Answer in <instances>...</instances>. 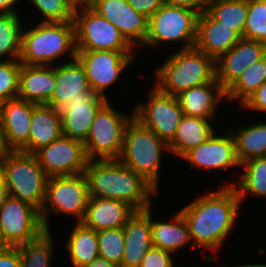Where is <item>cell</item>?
I'll use <instances>...</instances> for the list:
<instances>
[{
  "label": "cell",
  "instance_id": "cell-1",
  "mask_svg": "<svg viewBox=\"0 0 266 267\" xmlns=\"http://www.w3.org/2000/svg\"><path fill=\"white\" fill-rule=\"evenodd\" d=\"M240 209L236 190L227 184L191 200L179 210L187 222L191 246L216 253L236 225Z\"/></svg>",
  "mask_w": 266,
  "mask_h": 267
},
{
  "label": "cell",
  "instance_id": "cell-2",
  "mask_svg": "<svg viewBox=\"0 0 266 267\" xmlns=\"http://www.w3.org/2000/svg\"><path fill=\"white\" fill-rule=\"evenodd\" d=\"M84 174L91 197L121 200L136 211L153 207L151 197L159 194L144 177L118 159L89 160Z\"/></svg>",
  "mask_w": 266,
  "mask_h": 267
},
{
  "label": "cell",
  "instance_id": "cell-3",
  "mask_svg": "<svg viewBox=\"0 0 266 267\" xmlns=\"http://www.w3.org/2000/svg\"><path fill=\"white\" fill-rule=\"evenodd\" d=\"M154 74V86L171 96L205 83H219L216 61L195 47L178 49L155 69Z\"/></svg>",
  "mask_w": 266,
  "mask_h": 267
},
{
  "label": "cell",
  "instance_id": "cell-4",
  "mask_svg": "<svg viewBox=\"0 0 266 267\" xmlns=\"http://www.w3.org/2000/svg\"><path fill=\"white\" fill-rule=\"evenodd\" d=\"M23 27L19 61L27 65H51L70 55L76 59L74 21L39 22L31 29Z\"/></svg>",
  "mask_w": 266,
  "mask_h": 267
},
{
  "label": "cell",
  "instance_id": "cell-5",
  "mask_svg": "<svg viewBox=\"0 0 266 267\" xmlns=\"http://www.w3.org/2000/svg\"><path fill=\"white\" fill-rule=\"evenodd\" d=\"M167 151L169 152L168 144L133 117L125 129L118 160L159 191L160 167L163 154Z\"/></svg>",
  "mask_w": 266,
  "mask_h": 267
},
{
  "label": "cell",
  "instance_id": "cell-6",
  "mask_svg": "<svg viewBox=\"0 0 266 267\" xmlns=\"http://www.w3.org/2000/svg\"><path fill=\"white\" fill-rule=\"evenodd\" d=\"M10 197L25 201L39 211L44 205L48 176L34 154L12 151L0 162Z\"/></svg>",
  "mask_w": 266,
  "mask_h": 267
},
{
  "label": "cell",
  "instance_id": "cell-7",
  "mask_svg": "<svg viewBox=\"0 0 266 267\" xmlns=\"http://www.w3.org/2000/svg\"><path fill=\"white\" fill-rule=\"evenodd\" d=\"M89 189L84 173L71 176L48 177L44 205L40 218L46 230H51L49 216L51 213H64L75 217L76 222L84 218L88 202Z\"/></svg>",
  "mask_w": 266,
  "mask_h": 267
},
{
  "label": "cell",
  "instance_id": "cell-8",
  "mask_svg": "<svg viewBox=\"0 0 266 267\" xmlns=\"http://www.w3.org/2000/svg\"><path fill=\"white\" fill-rule=\"evenodd\" d=\"M134 111L124 114L108 100L96 113L84 142L89 160L118 159L122 152L124 133Z\"/></svg>",
  "mask_w": 266,
  "mask_h": 267
},
{
  "label": "cell",
  "instance_id": "cell-9",
  "mask_svg": "<svg viewBox=\"0 0 266 267\" xmlns=\"http://www.w3.org/2000/svg\"><path fill=\"white\" fill-rule=\"evenodd\" d=\"M74 23L77 51L135 50L115 25L99 15L85 1L75 7Z\"/></svg>",
  "mask_w": 266,
  "mask_h": 267
},
{
  "label": "cell",
  "instance_id": "cell-10",
  "mask_svg": "<svg viewBox=\"0 0 266 267\" xmlns=\"http://www.w3.org/2000/svg\"><path fill=\"white\" fill-rule=\"evenodd\" d=\"M198 16L191 9L163 4L148 19V33L142 46L156 49L162 43L184 41L180 49L194 47Z\"/></svg>",
  "mask_w": 266,
  "mask_h": 267
},
{
  "label": "cell",
  "instance_id": "cell-11",
  "mask_svg": "<svg viewBox=\"0 0 266 267\" xmlns=\"http://www.w3.org/2000/svg\"><path fill=\"white\" fill-rule=\"evenodd\" d=\"M147 94V102L134 106V118L168 144L174 138L184 113L176 96L166 95L154 85Z\"/></svg>",
  "mask_w": 266,
  "mask_h": 267
},
{
  "label": "cell",
  "instance_id": "cell-12",
  "mask_svg": "<svg viewBox=\"0 0 266 267\" xmlns=\"http://www.w3.org/2000/svg\"><path fill=\"white\" fill-rule=\"evenodd\" d=\"M135 51H77L90 88L106 99V90L123 76L122 72L135 60Z\"/></svg>",
  "mask_w": 266,
  "mask_h": 267
},
{
  "label": "cell",
  "instance_id": "cell-13",
  "mask_svg": "<svg viewBox=\"0 0 266 267\" xmlns=\"http://www.w3.org/2000/svg\"><path fill=\"white\" fill-rule=\"evenodd\" d=\"M0 231L10 246H19L35 240L46 229L36 207L9 196L0 208Z\"/></svg>",
  "mask_w": 266,
  "mask_h": 267
},
{
  "label": "cell",
  "instance_id": "cell-14",
  "mask_svg": "<svg viewBox=\"0 0 266 267\" xmlns=\"http://www.w3.org/2000/svg\"><path fill=\"white\" fill-rule=\"evenodd\" d=\"M34 155L48 177L82 174L89 161L84 142L63 135Z\"/></svg>",
  "mask_w": 266,
  "mask_h": 267
},
{
  "label": "cell",
  "instance_id": "cell-15",
  "mask_svg": "<svg viewBox=\"0 0 266 267\" xmlns=\"http://www.w3.org/2000/svg\"><path fill=\"white\" fill-rule=\"evenodd\" d=\"M215 131L205 142L198 147L190 149L181 158L184 159L190 170L205 169L228 171L240 167L237 158L235 141L230 130H225L224 135L216 134ZM219 135V136H218Z\"/></svg>",
  "mask_w": 266,
  "mask_h": 267
},
{
  "label": "cell",
  "instance_id": "cell-16",
  "mask_svg": "<svg viewBox=\"0 0 266 267\" xmlns=\"http://www.w3.org/2000/svg\"><path fill=\"white\" fill-rule=\"evenodd\" d=\"M99 15L115 25L133 47H142L148 33V18L127 0H85Z\"/></svg>",
  "mask_w": 266,
  "mask_h": 267
},
{
  "label": "cell",
  "instance_id": "cell-17",
  "mask_svg": "<svg viewBox=\"0 0 266 267\" xmlns=\"http://www.w3.org/2000/svg\"><path fill=\"white\" fill-rule=\"evenodd\" d=\"M265 55V43L241 38L216 60V80L227 90L249 66Z\"/></svg>",
  "mask_w": 266,
  "mask_h": 267
},
{
  "label": "cell",
  "instance_id": "cell-18",
  "mask_svg": "<svg viewBox=\"0 0 266 267\" xmlns=\"http://www.w3.org/2000/svg\"><path fill=\"white\" fill-rule=\"evenodd\" d=\"M96 94L90 88L83 66L77 59L56 64V83L46 105L61 110L69 100L92 99Z\"/></svg>",
  "mask_w": 266,
  "mask_h": 267
},
{
  "label": "cell",
  "instance_id": "cell-19",
  "mask_svg": "<svg viewBox=\"0 0 266 267\" xmlns=\"http://www.w3.org/2000/svg\"><path fill=\"white\" fill-rule=\"evenodd\" d=\"M242 37L232 27L215 20L206 10L198 16L194 47L215 61Z\"/></svg>",
  "mask_w": 266,
  "mask_h": 267
},
{
  "label": "cell",
  "instance_id": "cell-20",
  "mask_svg": "<svg viewBox=\"0 0 266 267\" xmlns=\"http://www.w3.org/2000/svg\"><path fill=\"white\" fill-rule=\"evenodd\" d=\"M123 229L125 246L121 267H139L144 256L153 246L150 208L135 211Z\"/></svg>",
  "mask_w": 266,
  "mask_h": 267
},
{
  "label": "cell",
  "instance_id": "cell-21",
  "mask_svg": "<svg viewBox=\"0 0 266 267\" xmlns=\"http://www.w3.org/2000/svg\"><path fill=\"white\" fill-rule=\"evenodd\" d=\"M107 101L99 95L92 99L69 100L60 110L63 136L85 142L96 113Z\"/></svg>",
  "mask_w": 266,
  "mask_h": 267
},
{
  "label": "cell",
  "instance_id": "cell-22",
  "mask_svg": "<svg viewBox=\"0 0 266 267\" xmlns=\"http://www.w3.org/2000/svg\"><path fill=\"white\" fill-rule=\"evenodd\" d=\"M36 105L18 97L2 102L0 122L13 151H19L28 142Z\"/></svg>",
  "mask_w": 266,
  "mask_h": 267
},
{
  "label": "cell",
  "instance_id": "cell-23",
  "mask_svg": "<svg viewBox=\"0 0 266 267\" xmlns=\"http://www.w3.org/2000/svg\"><path fill=\"white\" fill-rule=\"evenodd\" d=\"M135 211L127 202L90 196L81 222L96 232L119 228L126 224Z\"/></svg>",
  "mask_w": 266,
  "mask_h": 267
},
{
  "label": "cell",
  "instance_id": "cell-24",
  "mask_svg": "<svg viewBox=\"0 0 266 267\" xmlns=\"http://www.w3.org/2000/svg\"><path fill=\"white\" fill-rule=\"evenodd\" d=\"M62 135L60 110L46 104L36 105L33 108L29 140L19 151L35 154Z\"/></svg>",
  "mask_w": 266,
  "mask_h": 267
},
{
  "label": "cell",
  "instance_id": "cell-25",
  "mask_svg": "<svg viewBox=\"0 0 266 267\" xmlns=\"http://www.w3.org/2000/svg\"><path fill=\"white\" fill-rule=\"evenodd\" d=\"M176 98L184 115L214 119L216 108L226 100V90L220 83H205L182 91Z\"/></svg>",
  "mask_w": 266,
  "mask_h": 267
},
{
  "label": "cell",
  "instance_id": "cell-26",
  "mask_svg": "<svg viewBox=\"0 0 266 267\" xmlns=\"http://www.w3.org/2000/svg\"><path fill=\"white\" fill-rule=\"evenodd\" d=\"M56 83V65L21 63L18 98L34 104H47Z\"/></svg>",
  "mask_w": 266,
  "mask_h": 267
},
{
  "label": "cell",
  "instance_id": "cell-27",
  "mask_svg": "<svg viewBox=\"0 0 266 267\" xmlns=\"http://www.w3.org/2000/svg\"><path fill=\"white\" fill-rule=\"evenodd\" d=\"M150 207V228L152 244L172 254L192 242L187 222L178 210L170 221H158L153 218Z\"/></svg>",
  "mask_w": 266,
  "mask_h": 267
},
{
  "label": "cell",
  "instance_id": "cell-28",
  "mask_svg": "<svg viewBox=\"0 0 266 267\" xmlns=\"http://www.w3.org/2000/svg\"><path fill=\"white\" fill-rule=\"evenodd\" d=\"M212 121L184 115L174 138L168 143L169 153L181 158L190 149L205 142L216 131Z\"/></svg>",
  "mask_w": 266,
  "mask_h": 267
},
{
  "label": "cell",
  "instance_id": "cell-29",
  "mask_svg": "<svg viewBox=\"0 0 266 267\" xmlns=\"http://www.w3.org/2000/svg\"><path fill=\"white\" fill-rule=\"evenodd\" d=\"M66 242L70 264L82 267L99 257L97 232L82 222H74Z\"/></svg>",
  "mask_w": 266,
  "mask_h": 267
},
{
  "label": "cell",
  "instance_id": "cell-30",
  "mask_svg": "<svg viewBox=\"0 0 266 267\" xmlns=\"http://www.w3.org/2000/svg\"><path fill=\"white\" fill-rule=\"evenodd\" d=\"M243 170L237 181H231L240 202L248 200V195L266 198V157L252 158L240 165Z\"/></svg>",
  "mask_w": 266,
  "mask_h": 267
},
{
  "label": "cell",
  "instance_id": "cell-31",
  "mask_svg": "<svg viewBox=\"0 0 266 267\" xmlns=\"http://www.w3.org/2000/svg\"><path fill=\"white\" fill-rule=\"evenodd\" d=\"M230 132L235 141L237 158L242 164L252 159L266 157V123L257 121V123L245 126H238L234 131Z\"/></svg>",
  "mask_w": 266,
  "mask_h": 267
},
{
  "label": "cell",
  "instance_id": "cell-32",
  "mask_svg": "<svg viewBox=\"0 0 266 267\" xmlns=\"http://www.w3.org/2000/svg\"><path fill=\"white\" fill-rule=\"evenodd\" d=\"M266 82V55L249 66L226 90V101H239L242 105Z\"/></svg>",
  "mask_w": 266,
  "mask_h": 267
},
{
  "label": "cell",
  "instance_id": "cell-33",
  "mask_svg": "<svg viewBox=\"0 0 266 267\" xmlns=\"http://www.w3.org/2000/svg\"><path fill=\"white\" fill-rule=\"evenodd\" d=\"M206 11L223 25L232 27L243 38L248 0H209Z\"/></svg>",
  "mask_w": 266,
  "mask_h": 267
},
{
  "label": "cell",
  "instance_id": "cell-34",
  "mask_svg": "<svg viewBox=\"0 0 266 267\" xmlns=\"http://www.w3.org/2000/svg\"><path fill=\"white\" fill-rule=\"evenodd\" d=\"M20 18L18 13H0V61L20 58L24 27Z\"/></svg>",
  "mask_w": 266,
  "mask_h": 267
},
{
  "label": "cell",
  "instance_id": "cell-35",
  "mask_svg": "<svg viewBox=\"0 0 266 267\" xmlns=\"http://www.w3.org/2000/svg\"><path fill=\"white\" fill-rule=\"evenodd\" d=\"M52 230L44 231L33 241L18 247L21 253V267H50L54 252Z\"/></svg>",
  "mask_w": 266,
  "mask_h": 267
},
{
  "label": "cell",
  "instance_id": "cell-36",
  "mask_svg": "<svg viewBox=\"0 0 266 267\" xmlns=\"http://www.w3.org/2000/svg\"><path fill=\"white\" fill-rule=\"evenodd\" d=\"M97 237L99 257L121 266L125 246L123 227L100 230Z\"/></svg>",
  "mask_w": 266,
  "mask_h": 267
},
{
  "label": "cell",
  "instance_id": "cell-37",
  "mask_svg": "<svg viewBox=\"0 0 266 267\" xmlns=\"http://www.w3.org/2000/svg\"><path fill=\"white\" fill-rule=\"evenodd\" d=\"M44 17L40 22L74 21L76 3L73 0H28Z\"/></svg>",
  "mask_w": 266,
  "mask_h": 267
},
{
  "label": "cell",
  "instance_id": "cell-38",
  "mask_svg": "<svg viewBox=\"0 0 266 267\" xmlns=\"http://www.w3.org/2000/svg\"><path fill=\"white\" fill-rule=\"evenodd\" d=\"M243 38L266 44V0H248Z\"/></svg>",
  "mask_w": 266,
  "mask_h": 267
},
{
  "label": "cell",
  "instance_id": "cell-39",
  "mask_svg": "<svg viewBox=\"0 0 266 267\" xmlns=\"http://www.w3.org/2000/svg\"><path fill=\"white\" fill-rule=\"evenodd\" d=\"M21 62L0 61V100L5 102L19 94Z\"/></svg>",
  "mask_w": 266,
  "mask_h": 267
},
{
  "label": "cell",
  "instance_id": "cell-40",
  "mask_svg": "<svg viewBox=\"0 0 266 267\" xmlns=\"http://www.w3.org/2000/svg\"><path fill=\"white\" fill-rule=\"evenodd\" d=\"M172 256L171 252L152 246L139 267H175Z\"/></svg>",
  "mask_w": 266,
  "mask_h": 267
},
{
  "label": "cell",
  "instance_id": "cell-41",
  "mask_svg": "<svg viewBox=\"0 0 266 267\" xmlns=\"http://www.w3.org/2000/svg\"><path fill=\"white\" fill-rule=\"evenodd\" d=\"M252 112L266 113V82H264L241 106Z\"/></svg>",
  "mask_w": 266,
  "mask_h": 267
},
{
  "label": "cell",
  "instance_id": "cell-42",
  "mask_svg": "<svg viewBox=\"0 0 266 267\" xmlns=\"http://www.w3.org/2000/svg\"><path fill=\"white\" fill-rule=\"evenodd\" d=\"M140 14L148 19L163 5V0H127Z\"/></svg>",
  "mask_w": 266,
  "mask_h": 267
},
{
  "label": "cell",
  "instance_id": "cell-43",
  "mask_svg": "<svg viewBox=\"0 0 266 267\" xmlns=\"http://www.w3.org/2000/svg\"><path fill=\"white\" fill-rule=\"evenodd\" d=\"M0 267H21V253L17 246L0 253Z\"/></svg>",
  "mask_w": 266,
  "mask_h": 267
},
{
  "label": "cell",
  "instance_id": "cell-44",
  "mask_svg": "<svg viewBox=\"0 0 266 267\" xmlns=\"http://www.w3.org/2000/svg\"><path fill=\"white\" fill-rule=\"evenodd\" d=\"M209 0H163V4L184 7L201 14L207 8Z\"/></svg>",
  "mask_w": 266,
  "mask_h": 267
},
{
  "label": "cell",
  "instance_id": "cell-45",
  "mask_svg": "<svg viewBox=\"0 0 266 267\" xmlns=\"http://www.w3.org/2000/svg\"><path fill=\"white\" fill-rule=\"evenodd\" d=\"M12 151V148L8 145L6 134L0 122V162L5 157H7Z\"/></svg>",
  "mask_w": 266,
  "mask_h": 267
},
{
  "label": "cell",
  "instance_id": "cell-46",
  "mask_svg": "<svg viewBox=\"0 0 266 267\" xmlns=\"http://www.w3.org/2000/svg\"><path fill=\"white\" fill-rule=\"evenodd\" d=\"M21 0H0V13H17L16 4Z\"/></svg>",
  "mask_w": 266,
  "mask_h": 267
},
{
  "label": "cell",
  "instance_id": "cell-47",
  "mask_svg": "<svg viewBox=\"0 0 266 267\" xmlns=\"http://www.w3.org/2000/svg\"><path fill=\"white\" fill-rule=\"evenodd\" d=\"M82 267H121V266L98 257L95 260L91 261L90 263L83 265Z\"/></svg>",
  "mask_w": 266,
  "mask_h": 267
},
{
  "label": "cell",
  "instance_id": "cell-48",
  "mask_svg": "<svg viewBox=\"0 0 266 267\" xmlns=\"http://www.w3.org/2000/svg\"><path fill=\"white\" fill-rule=\"evenodd\" d=\"M8 197H9L8 189L6 187L3 173L0 168V208L3 206Z\"/></svg>",
  "mask_w": 266,
  "mask_h": 267
},
{
  "label": "cell",
  "instance_id": "cell-49",
  "mask_svg": "<svg viewBox=\"0 0 266 267\" xmlns=\"http://www.w3.org/2000/svg\"><path fill=\"white\" fill-rule=\"evenodd\" d=\"M10 247V244L5 240L2 232L0 231V253L6 251Z\"/></svg>",
  "mask_w": 266,
  "mask_h": 267
},
{
  "label": "cell",
  "instance_id": "cell-50",
  "mask_svg": "<svg viewBox=\"0 0 266 267\" xmlns=\"http://www.w3.org/2000/svg\"><path fill=\"white\" fill-rule=\"evenodd\" d=\"M227 267V266H226ZM231 267V266H230ZM232 267H266V264H244V265H235V266H232Z\"/></svg>",
  "mask_w": 266,
  "mask_h": 267
},
{
  "label": "cell",
  "instance_id": "cell-51",
  "mask_svg": "<svg viewBox=\"0 0 266 267\" xmlns=\"http://www.w3.org/2000/svg\"><path fill=\"white\" fill-rule=\"evenodd\" d=\"M76 4L80 3V2H83L85 0H73Z\"/></svg>",
  "mask_w": 266,
  "mask_h": 267
},
{
  "label": "cell",
  "instance_id": "cell-52",
  "mask_svg": "<svg viewBox=\"0 0 266 267\" xmlns=\"http://www.w3.org/2000/svg\"><path fill=\"white\" fill-rule=\"evenodd\" d=\"M2 101L0 100V115H1Z\"/></svg>",
  "mask_w": 266,
  "mask_h": 267
}]
</instances>
